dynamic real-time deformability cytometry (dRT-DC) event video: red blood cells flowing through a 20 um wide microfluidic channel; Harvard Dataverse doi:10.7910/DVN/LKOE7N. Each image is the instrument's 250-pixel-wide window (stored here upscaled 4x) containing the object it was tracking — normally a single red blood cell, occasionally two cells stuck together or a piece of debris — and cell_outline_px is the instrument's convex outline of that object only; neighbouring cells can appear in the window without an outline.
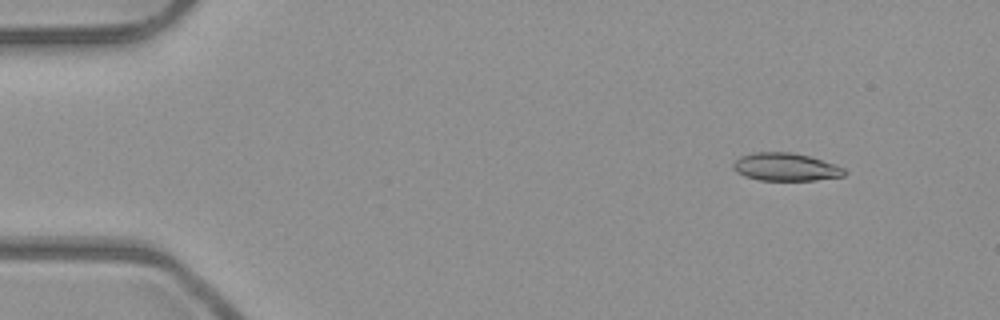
{"species": "common noctule bat (a hibernating species)", "species_latin": "Nyctalus noctula", "temperature_condition": "room temperature", "stored_images_in_passage": 4, "camera_frame_rate_fps": 3000, "um_per_image_px": 0.085, "animal": {"sex": "male", "body_mass_g": 23.1, "forearm_length_mm": 52.7}, "frame": {"image": 1, "passage_image": 1, "time_ms": 0.0, "image_size_px": [1000, 320], "cell_outline_px": [[848, 172], [844, 176], [816, 180], [760, 180], [744, 176], [736, 172], [732, 168], [732, 164], [740, 156], [756, 152], [792, 152], [808, 156], [836, 164], [844, 168]], "centroid_in_image_um": [66.79, 14.19], "position_along_channel_um": 18.2, "area_um2": 18.15}}
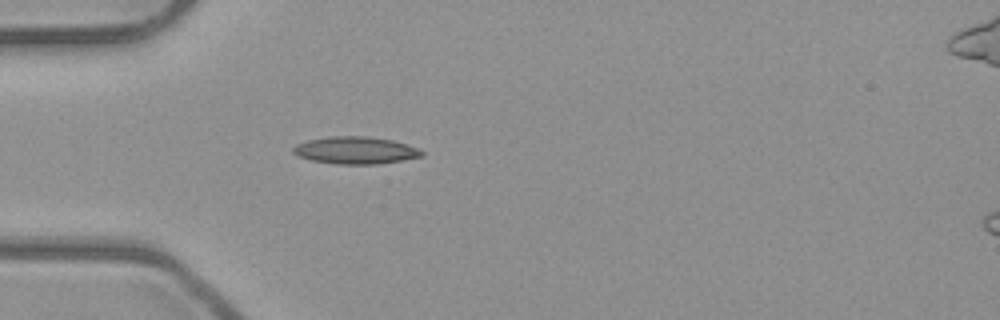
{"frame": {"image": 2, "passage_image": 4, "time_ms": 1.0, "image_size_px": [1000, 320], "cell_outline_px": [[424, 156], [376, 164], [336, 164], [312, 160], [300, 156], [292, 152], [292, 148], [296, 144], [308, 140], [328, 136], [368, 136], [392, 140], [416, 148], [424, 152]], "centroid_in_image_um": [30.19, 12.77], "position_along_channel_um": 54.8, "area_um2": 20.23}}